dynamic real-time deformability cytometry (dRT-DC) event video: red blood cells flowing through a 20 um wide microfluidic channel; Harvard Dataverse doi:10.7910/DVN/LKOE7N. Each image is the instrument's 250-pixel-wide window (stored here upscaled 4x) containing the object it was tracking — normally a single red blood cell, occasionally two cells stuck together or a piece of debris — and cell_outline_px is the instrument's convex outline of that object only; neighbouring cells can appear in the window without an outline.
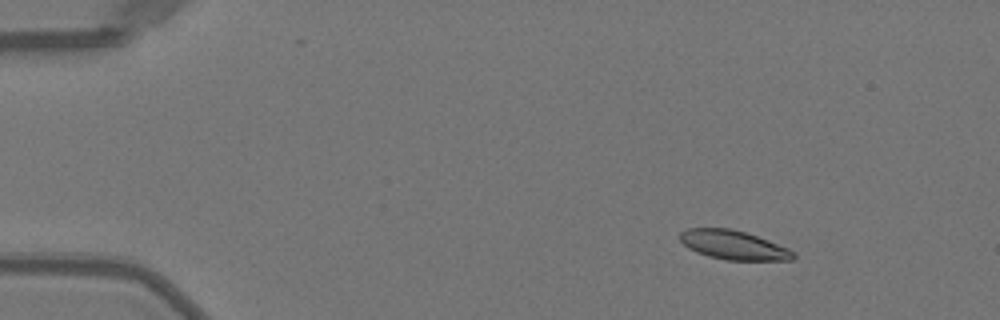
{"species": "Egyptian fruit bat (a non-hibernating species)", "species_latin": "Rousettus aegyptiacus", "temperature_condition": "warm", "stored_images_in_passage": 45, "camera_frame_rate_fps": 3000, "um_per_image_px": 0.085, "animal": {"sex": "female"}, "frame": {"image": 1, "passage_image": 1, "time_ms": 0.0, "image_size_px": [1000, 320], "cell_outline_px": [[796, 256], [792, 260], [724, 260], [708, 256], [696, 252], [688, 248], [680, 240], [680, 232], [688, 228], [732, 228], [756, 236], [788, 248], [796, 252]], "centroid_in_image_um": [62.34, 20.83], "position_along_channel_um": 22.7, "area_um2": 19.19}}
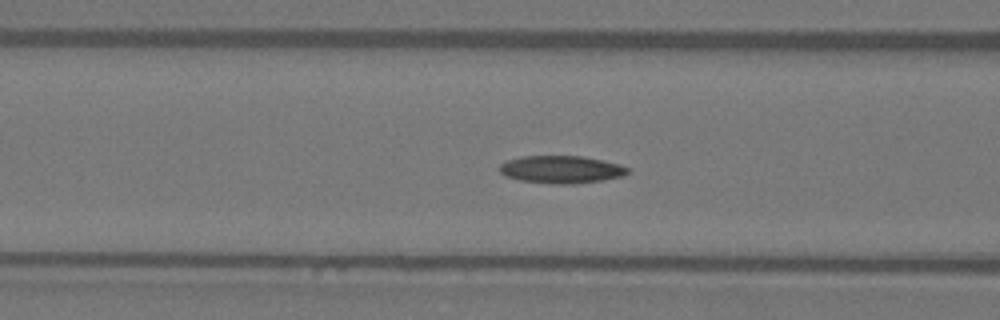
{"frame": {"image": 2, "passage_image": 15, "time_ms": 4.667, "image_size_px": [1000, 320], "cell_outline_px": [[628, 172], [624, 176], [604, 180], [572, 184], [552, 184], [520, 180], [504, 176], [500, 172], [500, 164], [508, 160], [520, 156], [584, 156], [620, 164], [628, 168]], "centroid_in_image_um": [47.71, 14.41], "position_along_channel_um": 118.9, "area_um2": 20.69}}
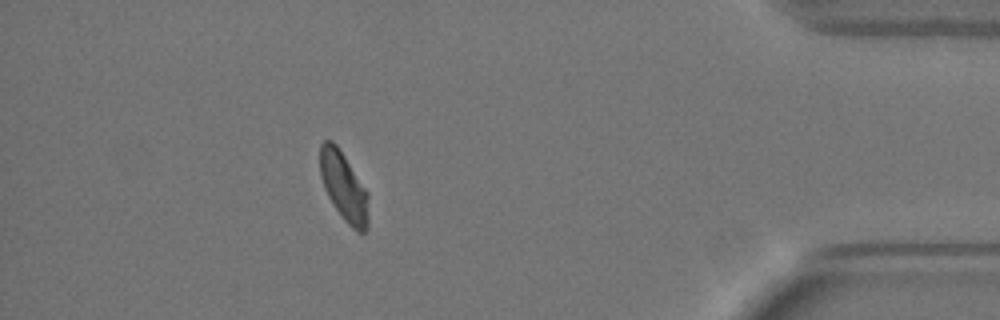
{"frame": {"image": 3, "passage_image": 40, "time_ms": 13.0, "image_size_px": [1000, 320], "cell_outline_px": [[368, 224], [364, 232], [356, 232], [344, 220], [328, 196], [324, 188], [320, 176], [320, 144], [324, 140], [332, 140], [336, 144], [368, 192]], "centroid_in_image_um": [29.22, 15.86], "position_along_channel_um": 406.0, "area_um2": 19.31}, "authors_computed_cell_mechanics": {"area_um2": 20.0566, "velocity_mm_per_s": 3.9966, "shape_relaxation_time_tau1_ms": 5.5358, "shape_relaxation_time_tau2_ms": 8.1689, "deformation_change_tau1": 0.1428, "deformation_change_tau2": 0.1419}}